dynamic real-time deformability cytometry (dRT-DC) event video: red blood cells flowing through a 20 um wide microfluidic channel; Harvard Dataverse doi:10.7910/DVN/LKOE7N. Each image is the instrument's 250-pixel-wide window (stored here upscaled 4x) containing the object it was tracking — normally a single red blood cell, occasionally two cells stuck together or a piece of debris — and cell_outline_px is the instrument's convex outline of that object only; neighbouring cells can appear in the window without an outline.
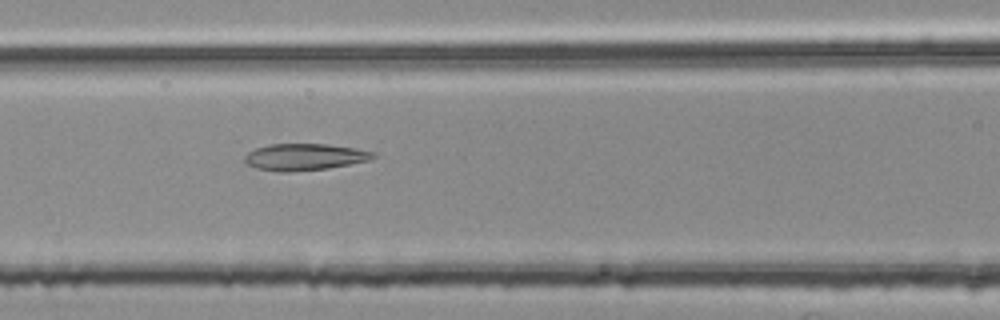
{"species": "common noctule bat (a hibernating species)", "species_latin": "Nyctalus noctula", "temperature_condition": "room temperature", "stored_images_in_passage": 41, "camera_frame_rate_fps": 3000, "um_per_image_px": 0.085, "animal": {"sex": "female", "body_mass_g": 25.1}, "frame": {"image": 1, "passage_image": 10, "time_ms": 3.0, "image_size_px": [1000, 320], "cell_outline_px": [[376, 156], [368, 160], [328, 168], [288, 172], [280, 172], [256, 168], [248, 164], [244, 160], [244, 156], [248, 152], [256, 148], [268, 144], [328, 144], [356, 148], [376, 152]], "centroid_in_image_um": [25.88, 13.33], "position_along_channel_um": 140.7, "area_um2": 19.94}}
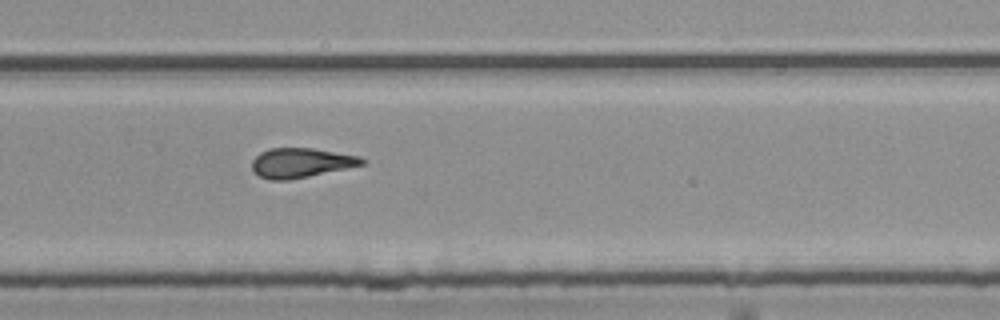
{"frame": {"image": 2, "passage_image": 23, "time_ms": 7.333, "image_size_px": [1000, 320], "cell_outline_px": [[368, 160], [364, 164], [308, 176], [288, 180], [268, 180], [260, 176], [252, 168], [252, 160], [260, 152], [268, 148], [312, 148], [360, 156]], "centroid_in_image_um": [25.58, 13.83], "position_along_channel_um": 304.2, "area_um2": 18.84}}
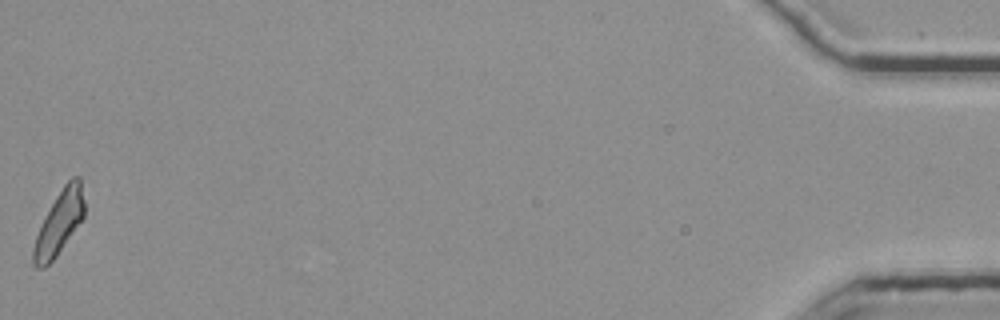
{"frame": {"image": 3, "passage_image": 41, "time_ms": 13.333, "image_size_px": [1000, 320], "cell_outline_px": [[84, 216], [56, 256], [44, 268], [36, 268], [32, 264], [32, 248], [36, 236], [56, 196], [64, 184], [72, 176], [80, 176], [84, 200]], "centroid_in_image_um": [5.03, 18.94], "position_along_channel_um": 430.2, "area_um2": 18.44}, "authors_computed_cell_mechanics": {"area_um2": 18.9584, "velocity_mm_per_s": 3.793, "shape_relaxation_time_tau1_ms": null, "shape_relaxation_time_tau2_ms": 3.982, "deformation_change_tau1": null, "deformation_change_tau2": 0.1316}}